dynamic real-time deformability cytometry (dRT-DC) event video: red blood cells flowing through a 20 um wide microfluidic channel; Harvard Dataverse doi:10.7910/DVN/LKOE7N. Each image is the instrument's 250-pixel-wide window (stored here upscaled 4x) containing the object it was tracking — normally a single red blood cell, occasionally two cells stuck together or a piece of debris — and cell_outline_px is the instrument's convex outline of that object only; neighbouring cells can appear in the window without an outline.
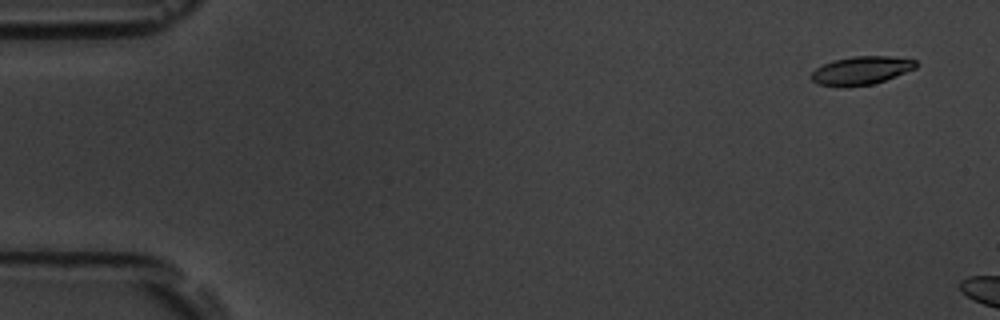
{"species": "common noctule bat (a hibernating species)", "species_latin": "Nyctalus noctula", "temperature_condition": "room temperature", "stored_images_in_passage": 9, "camera_frame_rate_fps": 3000, "um_per_image_px": 0.085, "animal": {"sex": "male", "body_mass_g": 19.5, "forearm_length_mm": 54.6}, "frame": {"image": 1, "passage_image": 3, "time_ms": 0.667, "image_size_px": [1000, 320], "cell_outline_px": [[916, 68], [896, 76], [872, 84], [816, 84], [808, 76], [816, 68], [832, 60], [852, 56], [888, 56], [916, 60]], "centroid_in_image_um": [73.2, 5.95], "position_along_channel_um": 11.8, "area_um2": 16.65}}